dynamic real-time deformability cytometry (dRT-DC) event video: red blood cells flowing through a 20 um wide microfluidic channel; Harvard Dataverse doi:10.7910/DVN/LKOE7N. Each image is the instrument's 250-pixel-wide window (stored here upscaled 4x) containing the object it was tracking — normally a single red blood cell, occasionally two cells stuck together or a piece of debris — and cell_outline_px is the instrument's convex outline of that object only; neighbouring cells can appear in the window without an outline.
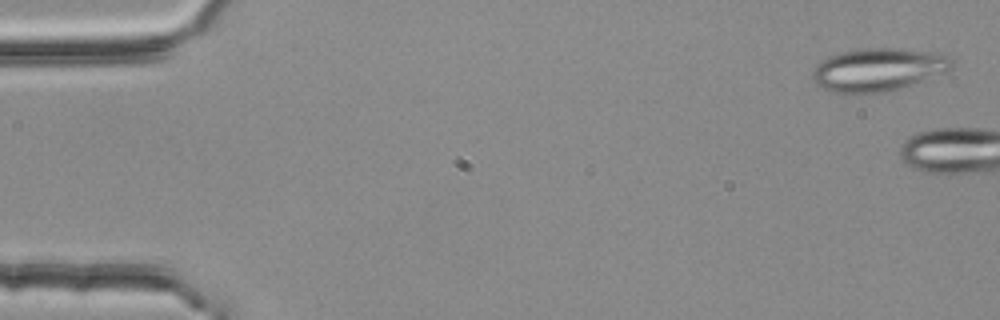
{"species": "common noctule bat (a hibernating species)", "species_latin": "Nyctalus noctula", "temperature_condition": "room temperature", "stored_images_in_passage": 4, "camera_frame_rate_fps": 3000, "um_per_image_px": 0.085, "animal": {"sex": "female", "body_mass_g": 25.1}, "frame": {"image": 1, "passage_image": 1, "time_ms": 0.0, "image_size_px": [1000, 320], "cell_outline_px": [[952, 68], [944, 72], [888, 92], [856, 96], [836, 92], [824, 88], [816, 84], [812, 80], [812, 72], [816, 64], [828, 56], [840, 52], [864, 48], [896, 48], [932, 52], [948, 56], [952, 60]], "centroid_in_image_um": [74.57, 5.94], "position_along_channel_um": 10.4, "area_um2": 35.14}}